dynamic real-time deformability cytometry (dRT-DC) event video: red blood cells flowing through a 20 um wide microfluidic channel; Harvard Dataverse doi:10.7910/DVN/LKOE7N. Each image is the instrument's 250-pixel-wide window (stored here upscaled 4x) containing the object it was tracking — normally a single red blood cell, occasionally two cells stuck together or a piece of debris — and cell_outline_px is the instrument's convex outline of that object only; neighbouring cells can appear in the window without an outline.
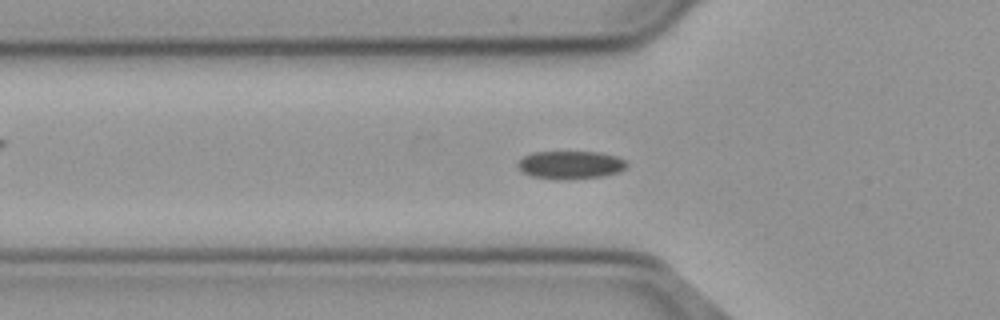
{"species": "common noctule bat (a hibernating species)", "species_latin": "Nyctalus noctula", "temperature_condition": "cold", "stored_images_in_passage": 37, "camera_frame_rate_fps": 3000, "um_per_image_px": 0.085, "animal": {"sex": "male", "body_mass_g": 23.1, "forearm_length_mm": 52.7}, "frame": {"image": 1, "passage_image": 10, "time_ms": 3.0, "image_size_px": [1000, 320], "cell_outline_px": [[628, 164], [620, 172], [604, 176], [532, 176], [524, 172], [516, 164], [524, 156], [532, 152], [596, 152], [616, 156], [624, 160]], "centroid_in_image_um": [48.53, 13.95], "position_along_channel_um": 77.3, "area_um2": 16.65}}
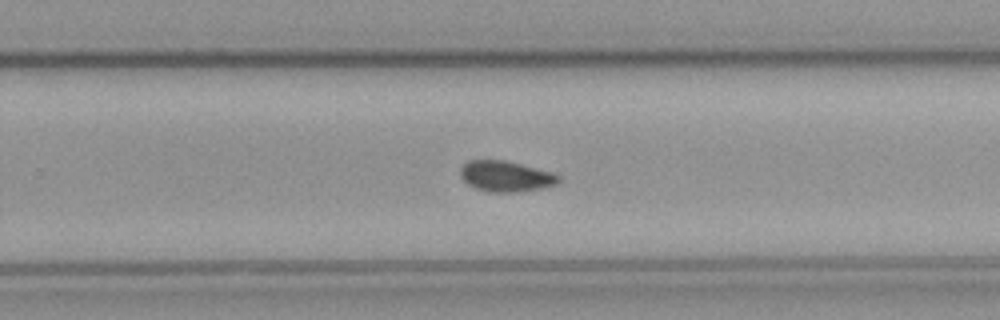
{"frame": {"image": 2, "passage_image": 27, "time_ms": 8.667, "image_size_px": [1000, 320], "cell_outline_px": [[560, 180], [556, 184], [544, 188], [516, 192], [488, 192], [476, 188], [468, 184], [460, 176], [460, 168], [468, 160], [504, 160], [552, 172], [560, 176]], "centroid_in_image_um": [42.99, 14.99], "position_along_channel_um": 286.8, "area_um2": 17.57}}
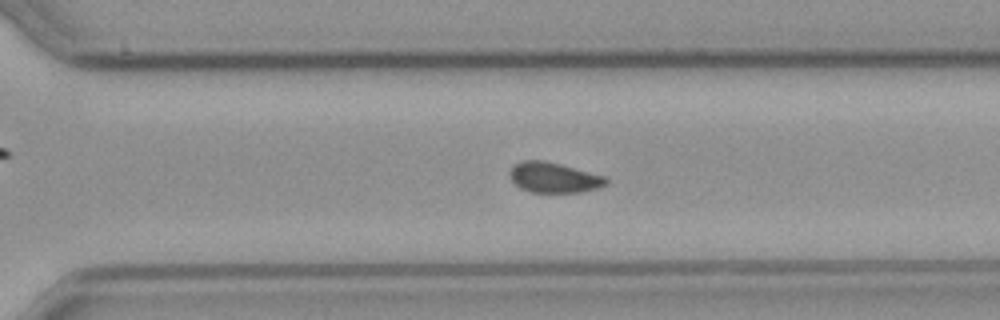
{"frame": {"image": 3, "passage_image": 30, "time_ms": 9.667, "image_size_px": [1000, 320], "cell_outline_px": [[608, 184], [596, 188], [580, 192], [532, 192], [520, 188], [508, 176], [508, 172], [512, 164], [520, 160], [544, 160], [560, 164], [604, 176], [608, 180]], "centroid_in_image_um": [47.01, 15.07], "position_along_channel_um": 323.6, "area_um2": 17.05}, "authors_computed_cell_mechanics": {"area_um2": 17.6868, "velocity_mm_per_s": 3.6828, "shape_relaxation_time_tau1_ms": 3.9677, "shape_relaxation_time_tau2_ms": 4.6982, "deformation_change_tau1": 0.086, "deformation_change_tau2": 0.0792}}